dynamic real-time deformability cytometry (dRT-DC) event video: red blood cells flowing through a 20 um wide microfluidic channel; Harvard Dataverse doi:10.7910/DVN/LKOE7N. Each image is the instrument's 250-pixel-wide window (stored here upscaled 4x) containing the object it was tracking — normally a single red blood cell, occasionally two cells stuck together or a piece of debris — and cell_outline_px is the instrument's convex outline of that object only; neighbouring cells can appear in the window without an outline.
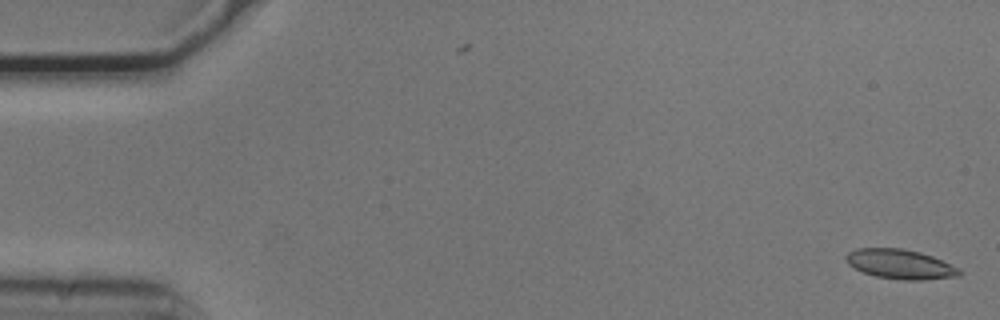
{"species": "common noctule bat (a hibernating species)", "species_latin": "Nyctalus noctula", "temperature_condition": "cold", "stored_images_in_passage": 3, "camera_frame_rate_fps": 3000, "um_per_image_px": 0.085, "animal": {"sex": "male", "body_mass_g": 20.5, "forearm_length_mm": 52.5}, "frame": {"image": 1, "passage_image": 3, "time_ms": 0.667, "image_size_px": [1000, 320], "cell_outline_px": [[964, 272], [960, 276], [924, 280], [900, 280], [876, 276], [864, 272], [848, 264], [844, 256], [848, 252], [856, 248], [904, 248], [920, 252], [932, 256], [960, 268]], "centroid_in_image_um": [76.55, 22.45], "position_along_channel_um": 8.4, "area_um2": 19.71}}